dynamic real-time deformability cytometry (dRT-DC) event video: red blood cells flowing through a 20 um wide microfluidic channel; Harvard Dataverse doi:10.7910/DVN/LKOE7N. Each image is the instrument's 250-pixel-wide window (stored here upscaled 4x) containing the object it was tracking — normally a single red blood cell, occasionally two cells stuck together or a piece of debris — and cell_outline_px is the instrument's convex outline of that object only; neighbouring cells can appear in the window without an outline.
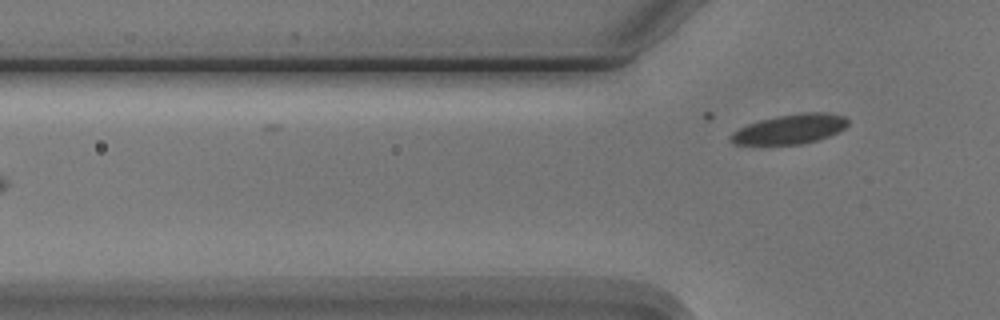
{"species": "Egyptian fruit bat (a non-hibernating species)", "species_latin": "Rousettus aegyptiacus", "temperature_condition": "cold", "stored_images_in_passage": 5, "segment_of_instrument_passage": [2, 2], "camera_frame_rate_fps": 3000, "um_per_image_px": 0.085, "animal": {"sex": "male"}, "frame": {"image": 1, "passage_image": 5, "time_ms": 5.333, "image_size_px": [1000, 320], "cell_outline_px": [[848, 124], [844, 128], [828, 136], [816, 140], [800, 144], [736, 144], [728, 140], [728, 136], [732, 132], [748, 124], [760, 120], [776, 116], [800, 112], [824, 112], [844, 116], [848, 120]], "centroid_in_image_um": [67.12, 10.96], "position_along_channel_um": 58.7, "area_um2": 20.11}}